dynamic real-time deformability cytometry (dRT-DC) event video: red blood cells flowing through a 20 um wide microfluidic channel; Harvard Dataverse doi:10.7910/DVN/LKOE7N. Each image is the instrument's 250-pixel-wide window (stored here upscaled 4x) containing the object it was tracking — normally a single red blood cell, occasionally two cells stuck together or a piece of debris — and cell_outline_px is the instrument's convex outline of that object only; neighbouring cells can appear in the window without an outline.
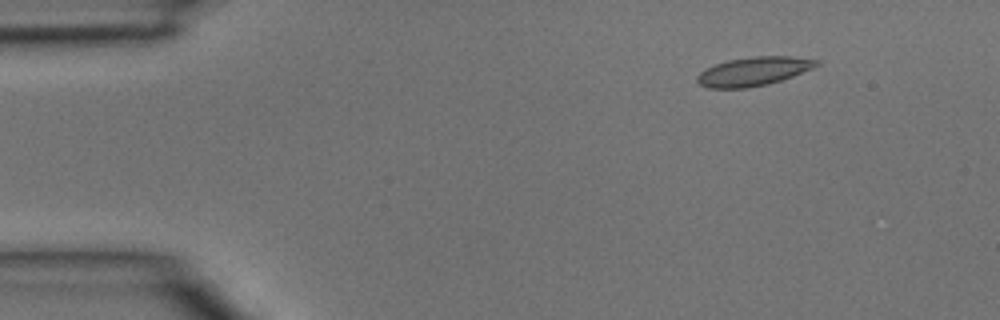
{"species": "common noctule bat (a hibernating species)", "species_latin": "Nyctalus noctula", "temperature_condition": "room temperature", "stored_images_in_passage": 4, "segment_of_instrument_passage": [1, 2], "camera_frame_rate_fps": 3000, "um_per_image_px": 0.085, "animal": {"sex": "male", "body_mass_g": 15.6}, "frame": {"image": 1, "passage_image": 1, "time_ms": 0.0, "image_size_px": [1000, 320], "cell_outline_px": [[820, 64], [812, 68], [792, 76], [768, 84], [748, 88], [708, 88], [700, 84], [696, 80], [696, 76], [704, 68], [728, 60], [756, 56], [792, 56], [820, 60]], "centroid_in_image_um": [64.03, 6.06], "position_along_channel_um": 21.0, "area_um2": 20.0}}
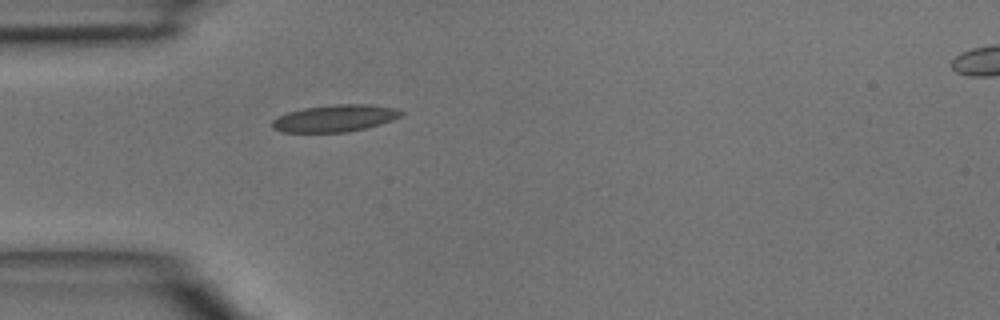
{"frame": {"image": 2, "passage_image": 3, "time_ms": 0.667, "image_size_px": [1000, 320], "cell_outline_px": [[404, 112], [400, 116], [392, 120], [380, 124], [348, 132], [280, 132], [272, 128], [272, 120], [288, 112], [304, 108], [336, 104], [368, 104], [396, 108]], "centroid_in_image_um": [28.46, 10.05], "position_along_channel_um": 56.5, "area_um2": 20.17}}